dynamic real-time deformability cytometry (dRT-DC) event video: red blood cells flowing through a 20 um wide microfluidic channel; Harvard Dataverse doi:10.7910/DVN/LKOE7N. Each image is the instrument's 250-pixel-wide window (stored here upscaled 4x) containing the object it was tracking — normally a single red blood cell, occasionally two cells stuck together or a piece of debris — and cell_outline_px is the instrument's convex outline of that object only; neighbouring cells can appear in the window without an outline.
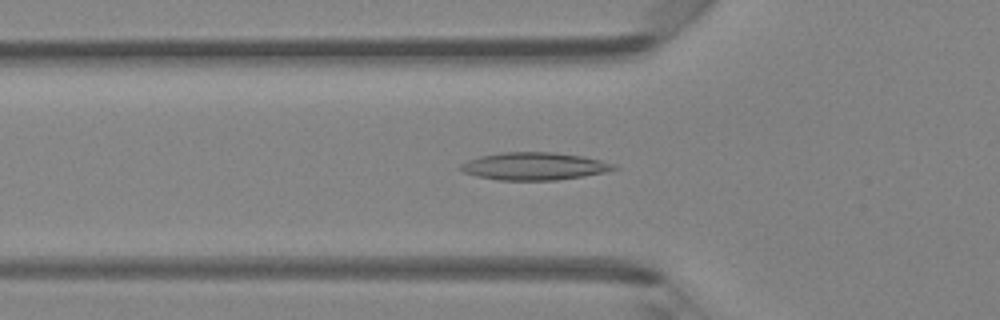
{"species": "Egyptian fruit bat (a non-hibernating species)", "species_latin": "Rousettus aegyptiacus", "temperature_condition": "room temperature", "stored_images_in_passage": 47, "camera_frame_rate_fps": 3000, "um_per_image_px": 0.085, "animal": {"sex": "female"}, "frame": {"image": 1, "passage_image": 16, "time_ms": 5.0, "image_size_px": [1000, 320], "cell_outline_px": [[620, 168], [604, 172], [584, 176], [556, 180], [496, 180], [476, 176], [464, 172], [460, 168], [460, 164], [468, 160], [480, 156], [504, 152], [556, 152], [584, 156], [616, 164]], "centroid_in_image_um": [45.44, 14.12], "position_along_channel_um": 80.4, "area_um2": 24.74}}
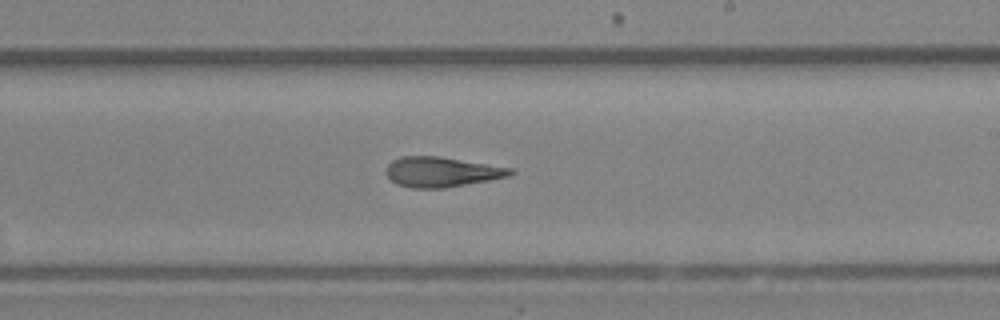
{"frame": {"image": 2, "passage_image": 28, "time_ms": 9.0, "image_size_px": [1000, 320], "cell_outline_px": [[516, 172], [508, 176], [488, 180], [444, 188], [412, 188], [396, 184], [384, 172], [388, 164], [392, 160], [400, 156], [440, 156], [512, 168]], "centroid_in_image_um": [37.5, 14.6], "position_along_channel_um": 251.5, "area_um2": 21.73}}
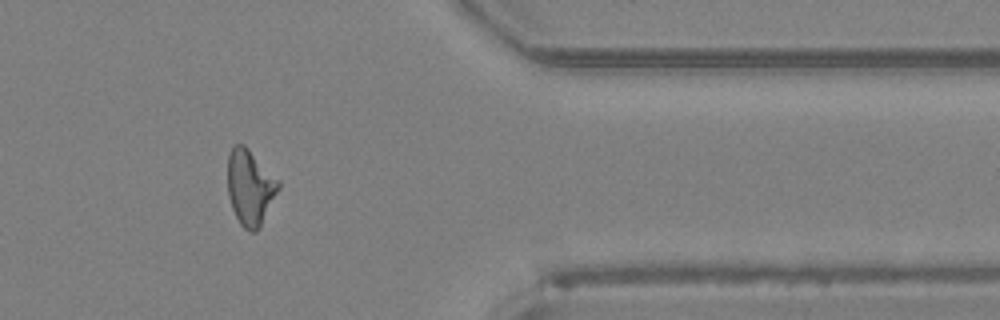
{"frame": {"image": 3, "passage_image": 39, "time_ms": 12.667, "image_size_px": [1000, 320], "cell_outline_px": [[280, 188], [260, 228], [256, 232], [248, 232], [240, 224], [232, 208], [228, 196], [228, 156], [232, 148], [236, 144], [244, 144], [280, 180]], "centroid_in_image_um": [21.28, 15.94], "position_along_channel_um": 390.1, "area_um2": 22.54}, "authors_computed_cell_mechanics": {"area_um2": 22.4264, "velocity_mm_per_s": 4.2943, "shape_relaxation_time_tau1_ms": null, "shape_relaxation_time_tau2_ms": 4.9778, "deformation_change_tau1": null, "deformation_change_tau2": 0.1697}}